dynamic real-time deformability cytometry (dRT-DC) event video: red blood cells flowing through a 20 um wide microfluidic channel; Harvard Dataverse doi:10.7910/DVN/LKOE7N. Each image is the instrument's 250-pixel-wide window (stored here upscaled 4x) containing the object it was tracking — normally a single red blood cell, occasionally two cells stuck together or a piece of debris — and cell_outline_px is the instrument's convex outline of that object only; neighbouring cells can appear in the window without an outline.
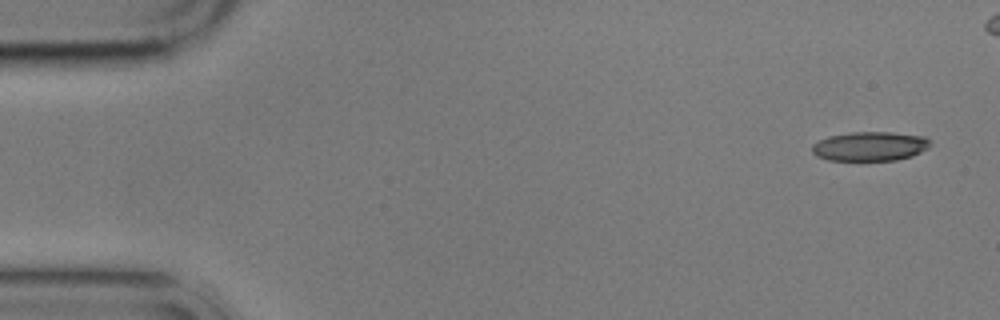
{"species": "common noctule bat (a hibernating species)", "species_latin": "Nyctalus noctula", "temperature_condition": "cold", "stored_images_in_passage": 5, "camera_frame_rate_fps": 3000, "um_per_image_px": 0.085, "animal": {"sex": "male", "body_mass_g": 17.9}, "frame": {"image": 1, "passage_image": 1, "time_ms": 0.0, "image_size_px": [1000, 320], "cell_outline_px": [[932, 144], [928, 148], [912, 156], [896, 160], [828, 160], [816, 156], [812, 152], [812, 144], [828, 136], [852, 132], [892, 132], [924, 136], [932, 140]], "centroid_in_image_um": [73.97, 12.43], "position_along_channel_um": 11.0, "area_um2": 20.29}}